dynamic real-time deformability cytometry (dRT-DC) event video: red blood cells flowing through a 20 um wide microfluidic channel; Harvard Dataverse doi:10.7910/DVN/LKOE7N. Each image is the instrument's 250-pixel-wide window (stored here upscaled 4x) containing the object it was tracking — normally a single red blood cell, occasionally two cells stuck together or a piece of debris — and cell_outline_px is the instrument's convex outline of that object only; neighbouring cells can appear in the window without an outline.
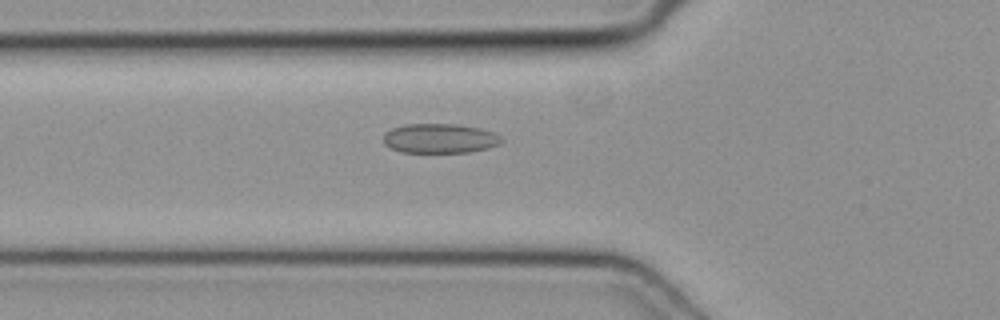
{"species": "common noctule bat (a hibernating species)", "species_latin": "Nyctalus noctula", "temperature_condition": "cold", "stored_images_in_passage": 45, "segment_of_instrument_passage": [1, 2], "camera_frame_rate_fps": 3000, "um_per_image_px": 0.085, "animal": {"sex": "female", "body_mass_g": 19.3, "forearm_length_mm": 54.1}, "frame": {"image": 1, "passage_image": 18, "time_ms": 5.667, "image_size_px": [1000, 320], "cell_outline_px": [[504, 140], [500, 144], [488, 148], [468, 152], [400, 152], [384, 144], [384, 132], [392, 128], [404, 124], [456, 124], [480, 128], [496, 132]], "centroid_in_image_um": [37.4, 11.76], "position_along_channel_um": 88.4, "area_um2": 20.46}}
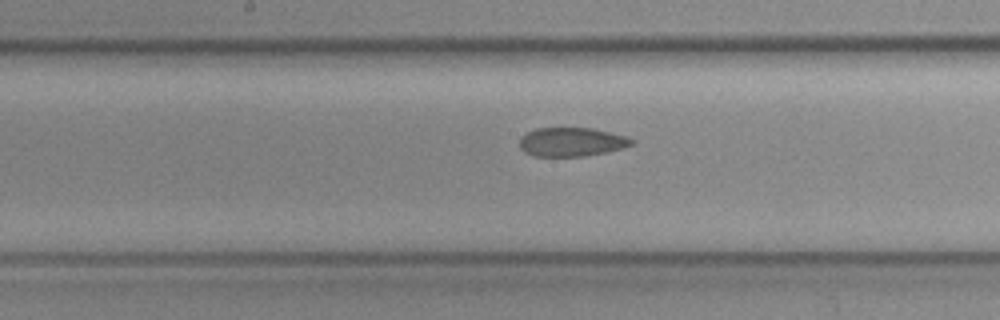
{"frame": {"image": 2, "passage_image": 26, "time_ms": 8.333, "image_size_px": [1000, 320], "cell_outline_px": [[636, 140], [632, 144], [624, 148], [584, 156], [532, 156], [524, 152], [520, 148], [520, 136], [536, 128], [592, 128], [628, 136]], "centroid_in_image_um": [48.59, 12.06], "position_along_channel_um": 199.6, "area_um2": 18.96}}
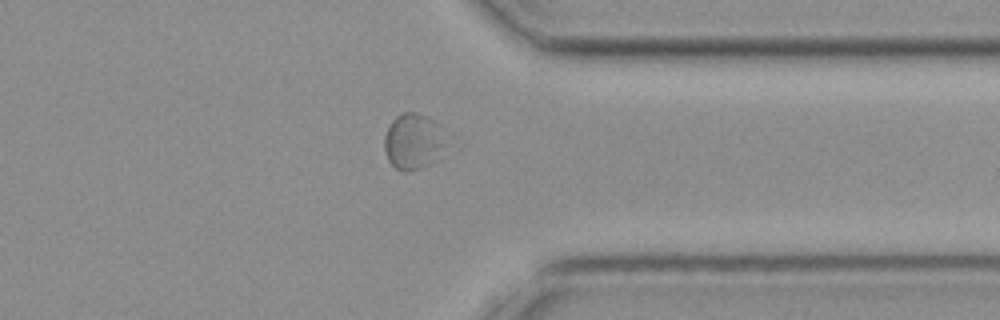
{"frame": {"image": 3, "passage_image": 39, "time_ms": 12.667, "image_size_px": [1000, 320], "cell_outline_px": [[464, 144], [460, 148], [420, 168], [408, 172], [404, 172], [396, 168], [388, 160], [384, 148], [384, 136], [392, 120], [400, 112], [416, 112], [428, 116], [436, 120], [464, 140]], "centroid_in_image_um": [35.53, 12.0], "position_along_channel_um": 375.9, "area_um2": 23.29}}